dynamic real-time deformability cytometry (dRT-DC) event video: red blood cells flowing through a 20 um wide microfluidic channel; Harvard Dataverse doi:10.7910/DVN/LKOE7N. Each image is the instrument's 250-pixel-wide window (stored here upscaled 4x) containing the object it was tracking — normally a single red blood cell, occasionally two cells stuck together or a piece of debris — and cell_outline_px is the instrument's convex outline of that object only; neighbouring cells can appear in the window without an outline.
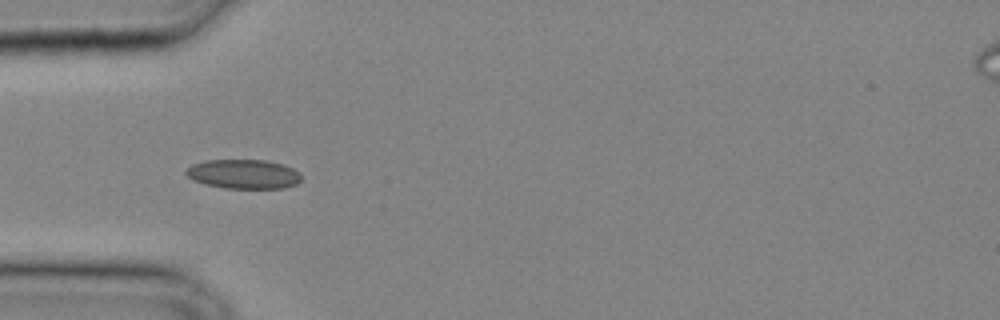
{"species": "common noctule bat (a hibernating species)", "species_latin": "Nyctalus noctula", "temperature_condition": "cold", "stored_images_in_passage": 32, "camera_frame_rate_fps": 3000, "um_per_image_px": 0.085, "animal": {"sex": "male", "body_mass_g": 20.4}, "frame": {"image": 1, "passage_image": 10, "time_ms": 3.0, "image_size_px": [1000, 320], "cell_outline_px": [[300, 180], [296, 184], [284, 188], [224, 188], [192, 180], [184, 172], [192, 164], [204, 160], [264, 160], [284, 164], [300, 172]], "centroid_in_image_um": [20.71, 14.79], "position_along_channel_um": 64.3, "area_um2": 19.65}}
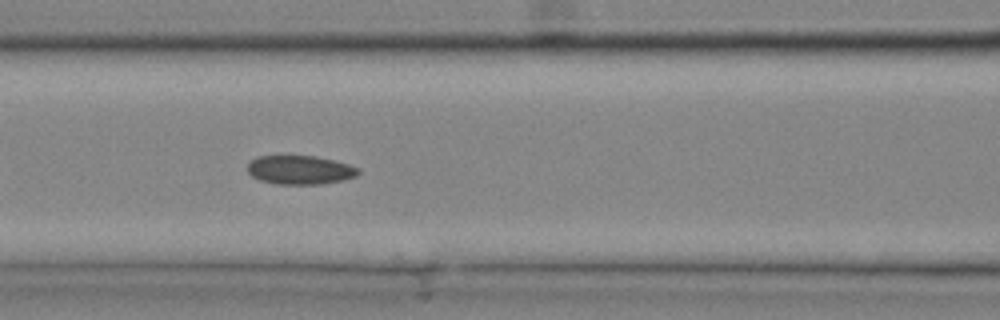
{"frame": {"image": 2, "passage_image": 14, "time_ms": 4.333, "image_size_px": [1000, 320], "cell_outline_px": [[360, 172], [356, 176], [344, 180], [320, 184], [276, 184], [260, 180], [252, 176], [248, 172], [248, 164], [256, 156], [316, 156], [348, 164], [360, 168]], "centroid_in_image_um": [25.51, 14.45], "position_along_channel_um": 141.1, "area_um2": 18.61}}